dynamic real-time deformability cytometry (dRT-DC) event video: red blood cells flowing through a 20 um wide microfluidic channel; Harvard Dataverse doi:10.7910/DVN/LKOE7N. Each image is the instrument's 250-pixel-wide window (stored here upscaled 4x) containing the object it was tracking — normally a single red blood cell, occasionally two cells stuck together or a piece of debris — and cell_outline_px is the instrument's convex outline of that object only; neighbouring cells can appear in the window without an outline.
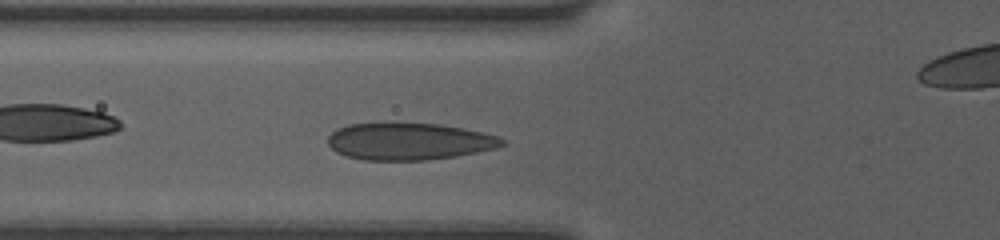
{"species": "human", "species_latin": "Homo sapiens", "temperature_condition": "room temperature", "stored_images_in_passage": 8, "camera_frame_rate_fps": 3000, "um_per_image_px": 0.085, "donor": {"sex": "female"}, "frame": {"image": 1, "passage_image": 7, "time_ms": 1.333, "image_size_px": [1000, 240], "cell_outline_px": [[504, 144], [496, 148], [456, 156], [428, 160], [364, 160], [348, 156], [336, 152], [328, 144], [328, 136], [332, 132], [348, 124], [440, 124], [500, 136], [504, 140]], "centroid_in_image_um": [34.77, 12.03], "position_along_channel_um": 91.0, "area_um2": 37.05}}